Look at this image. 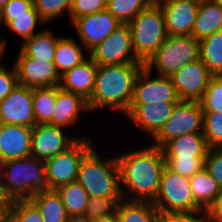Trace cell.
<instances>
[{"instance_id": "obj_23", "label": "cell", "mask_w": 222, "mask_h": 222, "mask_svg": "<svg viewBox=\"0 0 222 222\" xmlns=\"http://www.w3.org/2000/svg\"><path fill=\"white\" fill-rule=\"evenodd\" d=\"M222 30V7L213 0L199 3L192 36L201 40Z\"/></svg>"}, {"instance_id": "obj_34", "label": "cell", "mask_w": 222, "mask_h": 222, "mask_svg": "<svg viewBox=\"0 0 222 222\" xmlns=\"http://www.w3.org/2000/svg\"><path fill=\"white\" fill-rule=\"evenodd\" d=\"M8 222H44L38 207L30 200L9 203Z\"/></svg>"}, {"instance_id": "obj_14", "label": "cell", "mask_w": 222, "mask_h": 222, "mask_svg": "<svg viewBox=\"0 0 222 222\" xmlns=\"http://www.w3.org/2000/svg\"><path fill=\"white\" fill-rule=\"evenodd\" d=\"M65 128L50 124H36L32 132L31 156L47 160L71 147L79 138L64 133Z\"/></svg>"}, {"instance_id": "obj_27", "label": "cell", "mask_w": 222, "mask_h": 222, "mask_svg": "<svg viewBox=\"0 0 222 222\" xmlns=\"http://www.w3.org/2000/svg\"><path fill=\"white\" fill-rule=\"evenodd\" d=\"M39 209L44 222H67L68 214L56 190L36 193L30 199Z\"/></svg>"}, {"instance_id": "obj_19", "label": "cell", "mask_w": 222, "mask_h": 222, "mask_svg": "<svg viewBox=\"0 0 222 222\" xmlns=\"http://www.w3.org/2000/svg\"><path fill=\"white\" fill-rule=\"evenodd\" d=\"M33 128L0 123V157L4 161L31 156Z\"/></svg>"}, {"instance_id": "obj_45", "label": "cell", "mask_w": 222, "mask_h": 222, "mask_svg": "<svg viewBox=\"0 0 222 222\" xmlns=\"http://www.w3.org/2000/svg\"><path fill=\"white\" fill-rule=\"evenodd\" d=\"M205 212L208 222H222V190Z\"/></svg>"}, {"instance_id": "obj_8", "label": "cell", "mask_w": 222, "mask_h": 222, "mask_svg": "<svg viewBox=\"0 0 222 222\" xmlns=\"http://www.w3.org/2000/svg\"><path fill=\"white\" fill-rule=\"evenodd\" d=\"M94 147L91 138H79L71 147L44 161L46 179L50 190L77 181L80 163Z\"/></svg>"}, {"instance_id": "obj_38", "label": "cell", "mask_w": 222, "mask_h": 222, "mask_svg": "<svg viewBox=\"0 0 222 222\" xmlns=\"http://www.w3.org/2000/svg\"><path fill=\"white\" fill-rule=\"evenodd\" d=\"M199 102L203 112H220L222 114V76L211 78L204 96Z\"/></svg>"}, {"instance_id": "obj_41", "label": "cell", "mask_w": 222, "mask_h": 222, "mask_svg": "<svg viewBox=\"0 0 222 222\" xmlns=\"http://www.w3.org/2000/svg\"><path fill=\"white\" fill-rule=\"evenodd\" d=\"M105 9L106 2L104 0H72L69 18L72 22L74 19Z\"/></svg>"}, {"instance_id": "obj_29", "label": "cell", "mask_w": 222, "mask_h": 222, "mask_svg": "<svg viewBox=\"0 0 222 222\" xmlns=\"http://www.w3.org/2000/svg\"><path fill=\"white\" fill-rule=\"evenodd\" d=\"M56 191L61 196L69 217L85 216L90 196L78 181L63 185Z\"/></svg>"}, {"instance_id": "obj_35", "label": "cell", "mask_w": 222, "mask_h": 222, "mask_svg": "<svg viewBox=\"0 0 222 222\" xmlns=\"http://www.w3.org/2000/svg\"><path fill=\"white\" fill-rule=\"evenodd\" d=\"M203 135L208 147L222 148V114L203 112Z\"/></svg>"}, {"instance_id": "obj_15", "label": "cell", "mask_w": 222, "mask_h": 222, "mask_svg": "<svg viewBox=\"0 0 222 222\" xmlns=\"http://www.w3.org/2000/svg\"><path fill=\"white\" fill-rule=\"evenodd\" d=\"M18 84L30 88L54 87L60 84L53 62H46L28 57L21 49L14 63Z\"/></svg>"}, {"instance_id": "obj_28", "label": "cell", "mask_w": 222, "mask_h": 222, "mask_svg": "<svg viewBox=\"0 0 222 222\" xmlns=\"http://www.w3.org/2000/svg\"><path fill=\"white\" fill-rule=\"evenodd\" d=\"M119 222H156L158 210L149 201L122 199L117 207Z\"/></svg>"}, {"instance_id": "obj_25", "label": "cell", "mask_w": 222, "mask_h": 222, "mask_svg": "<svg viewBox=\"0 0 222 222\" xmlns=\"http://www.w3.org/2000/svg\"><path fill=\"white\" fill-rule=\"evenodd\" d=\"M83 48L85 49L72 37L61 36L58 39L53 63L60 76L86 59Z\"/></svg>"}, {"instance_id": "obj_49", "label": "cell", "mask_w": 222, "mask_h": 222, "mask_svg": "<svg viewBox=\"0 0 222 222\" xmlns=\"http://www.w3.org/2000/svg\"><path fill=\"white\" fill-rule=\"evenodd\" d=\"M6 38H2L1 39V36H0V60L3 59L4 55H5V52H6Z\"/></svg>"}, {"instance_id": "obj_30", "label": "cell", "mask_w": 222, "mask_h": 222, "mask_svg": "<svg viewBox=\"0 0 222 222\" xmlns=\"http://www.w3.org/2000/svg\"><path fill=\"white\" fill-rule=\"evenodd\" d=\"M200 42V59L213 76H222V30Z\"/></svg>"}, {"instance_id": "obj_20", "label": "cell", "mask_w": 222, "mask_h": 222, "mask_svg": "<svg viewBox=\"0 0 222 222\" xmlns=\"http://www.w3.org/2000/svg\"><path fill=\"white\" fill-rule=\"evenodd\" d=\"M97 68L98 65L88 57L60 76L59 87L65 91L78 94L88 101L95 87Z\"/></svg>"}, {"instance_id": "obj_6", "label": "cell", "mask_w": 222, "mask_h": 222, "mask_svg": "<svg viewBox=\"0 0 222 222\" xmlns=\"http://www.w3.org/2000/svg\"><path fill=\"white\" fill-rule=\"evenodd\" d=\"M200 59V42L192 35H168L157 51L144 63L150 72L171 77L185 65Z\"/></svg>"}, {"instance_id": "obj_26", "label": "cell", "mask_w": 222, "mask_h": 222, "mask_svg": "<svg viewBox=\"0 0 222 222\" xmlns=\"http://www.w3.org/2000/svg\"><path fill=\"white\" fill-rule=\"evenodd\" d=\"M191 192L195 202L204 210L213 203L221 193L217 181L203 168L189 178Z\"/></svg>"}, {"instance_id": "obj_4", "label": "cell", "mask_w": 222, "mask_h": 222, "mask_svg": "<svg viewBox=\"0 0 222 222\" xmlns=\"http://www.w3.org/2000/svg\"><path fill=\"white\" fill-rule=\"evenodd\" d=\"M95 149L93 147L81 161L77 181L90 197H122L117 158L100 157Z\"/></svg>"}, {"instance_id": "obj_48", "label": "cell", "mask_w": 222, "mask_h": 222, "mask_svg": "<svg viewBox=\"0 0 222 222\" xmlns=\"http://www.w3.org/2000/svg\"><path fill=\"white\" fill-rule=\"evenodd\" d=\"M67 222H93V219L87 218L85 216L69 217Z\"/></svg>"}, {"instance_id": "obj_10", "label": "cell", "mask_w": 222, "mask_h": 222, "mask_svg": "<svg viewBox=\"0 0 222 222\" xmlns=\"http://www.w3.org/2000/svg\"><path fill=\"white\" fill-rule=\"evenodd\" d=\"M88 54L98 66L143 63L134 52L129 24H121Z\"/></svg>"}, {"instance_id": "obj_1", "label": "cell", "mask_w": 222, "mask_h": 222, "mask_svg": "<svg viewBox=\"0 0 222 222\" xmlns=\"http://www.w3.org/2000/svg\"><path fill=\"white\" fill-rule=\"evenodd\" d=\"M123 199L153 202L165 167L162 149L153 145L116 156Z\"/></svg>"}, {"instance_id": "obj_33", "label": "cell", "mask_w": 222, "mask_h": 222, "mask_svg": "<svg viewBox=\"0 0 222 222\" xmlns=\"http://www.w3.org/2000/svg\"><path fill=\"white\" fill-rule=\"evenodd\" d=\"M71 5L72 0H33V7L47 24L59 17L69 16Z\"/></svg>"}, {"instance_id": "obj_13", "label": "cell", "mask_w": 222, "mask_h": 222, "mask_svg": "<svg viewBox=\"0 0 222 222\" xmlns=\"http://www.w3.org/2000/svg\"><path fill=\"white\" fill-rule=\"evenodd\" d=\"M0 123L28 126L36 125L33 109V88L18 84L0 101Z\"/></svg>"}, {"instance_id": "obj_2", "label": "cell", "mask_w": 222, "mask_h": 222, "mask_svg": "<svg viewBox=\"0 0 222 222\" xmlns=\"http://www.w3.org/2000/svg\"><path fill=\"white\" fill-rule=\"evenodd\" d=\"M143 67L144 63L98 66L95 87L87 101L90 113L108 107L126 115L132 102L136 78Z\"/></svg>"}, {"instance_id": "obj_12", "label": "cell", "mask_w": 222, "mask_h": 222, "mask_svg": "<svg viewBox=\"0 0 222 222\" xmlns=\"http://www.w3.org/2000/svg\"><path fill=\"white\" fill-rule=\"evenodd\" d=\"M213 75L201 59L189 63L170 78L180 100L200 101Z\"/></svg>"}, {"instance_id": "obj_50", "label": "cell", "mask_w": 222, "mask_h": 222, "mask_svg": "<svg viewBox=\"0 0 222 222\" xmlns=\"http://www.w3.org/2000/svg\"><path fill=\"white\" fill-rule=\"evenodd\" d=\"M5 163H6V161H4V160L0 157V187H1V185H2L3 178H4Z\"/></svg>"}, {"instance_id": "obj_51", "label": "cell", "mask_w": 222, "mask_h": 222, "mask_svg": "<svg viewBox=\"0 0 222 222\" xmlns=\"http://www.w3.org/2000/svg\"><path fill=\"white\" fill-rule=\"evenodd\" d=\"M8 0H0V10Z\"/></svg>"}, {"instance_id": "obj_21", "label": "cell", "mask_w": 222, "mask_h": 222, "mask_svg": "<svg viewBox=\"0 0 222 222\" xmlns=\"http://www.w3.org/2000/svg\"><path fill=\"white\" fill-rule=\"evenodd\" d=\"M83 112V113H82ZM89 113L87 101L80 95L68 92L57 86V98L55 110L50 125L67 128L76 125L80 120V115Z\"/></svg>"}, {"instance_id": "obj_22", "label": "cell", "mask_w": 222, "mask_h": 222, "mask_svg": "<svg viewBox=\"0 0 222 222\" xmlns=\"http://www.w3.org/2000/svg\"><path fill=\"white\" fill-rule=\"evenodd\" d=\"M161 149L164 159H205L210 148L203 133H192L167 141Z\"/></svg>"}, {"instance_id": "obj_52", "label": "cell", "mask_w": 222, "mask_h": 222, "mask_svg": "<svg viewBox=\"0 0 222 222\" xmlns=\"http://www.w3.org/2000/svg\"><path fill=\"white\" fill-rule=\"evenodd\" d=\"M213 1L222 7V0H213Z\"/></svg>"}, {"instance_id": "obj_7", "label": "cell", "mask_w": 222, "mask_h": 222, "mask_svg": "<svg viewBox=\"0 0 222 222\" xmlns=\"http://www.w3.org/2000/svg\"><path fill=\"white\" fill-rule=\"evenodd\" d=\"M158 211L196 212L204 211L194 200L189 178L164 167L158 194L152 202Z\"/></svg>"}, {"instance_id": "obj_44", "label": "cell", "mask_w": 222, "mask_h": 222, "mask_svg": "<svg viewBox=\"0 0 222 222\" xmlns=\"http://www.w3.org/2000/svg\"><path fill=\"white\" fill-rule=\"evenodd\" d=\"M6 64L0 65V101L3 100L18 85L15 66L7 69Z\"/></svg>"}, {"instance_id": "obj_43", "label": "cell", "mask_w": 222, "mask_h": 222, "mask_svg": "<svg viewBox=\"0 0 222 222\" xmlns=\"http://www.w3.org/2000/svg\"><path fill=\"white\" fill-rule=\"evenodd\" d=\"M204 168L217 181L222 190V148L208 150Z\"/></svg>"}, {"instance_id": "obj_42", "label": "cell", "mask_w": 222, "mask_h": 222, "mask_svg": "<svg viewBox=\"0 0 222 222\" xmlns=\"http://www.w3.org/2000/svg\"><path fill=\"white\" fill-rule=\"evenodd\" d=\"M156 222H208L205 211L163 212L158 211Z\"/></svg>"}, {"instance_id": "obj_18", "label": "cell", "mask_w": 222, "mask_h": 222, "mask_svg": "<svg viewBox=\"0 0 222 222\" xmlns=\"http://www.w3.org/2000/svg\"><path fill=\"white\" fill-rule=\"evenodd\" d=\"M176 103L161 102L149 104H130L125 116L151 138H154L164 123L172 116Z\"/></svg>"}, {"instance_id": "obj_11", "label": "cell", "mask_w": 222, "mask_h": 222, "mask_svg": "<svg viewBox=\"0 0 222 222\" xmlns=\"http://www.w3.org/2000/svg\"><path fill=\"white\" fill-rule=\"evenodd\" d=\"M151 75L152 72L146 67L142 68L135 81L131 104L178 103L180 101L170 77L154 76L152 78Z\"/></svg>"}, {"instance_id": "obj_31", "label": "cell", "mask_w": 222, "mask_h": 222, "mask_svg": "<svg viewBox=\"0 0 222 222\" xmlns=\"http://www.w3.org/2000/svg\"><path fill=\"white\" fill-rule=\"evenodd\" d=\"M57 86L33 88V109L36 124H47L54 113Z\"/></svg>"}, {"instance_id": "obj_37", "label": "cell", "mask_w": 222, "mask_h": 222, "mask_svg": "<svg viewBox=\"0 0 222 222\" xmlns=\"http://www.w3.org/2000/svg\"><path fill=\"white\" fill-rule=\"evenodd\" d=\"M122 199L123 197H90L85 217L96 219L115 214Z\"/></svg>"}, {"instance_id": "obj_46", "label": "cell", "mask_w": 222, "mask_h": 222, "mask_svg": "<svg viewBox=\"0 0 222 222\" xmlns=\"http://www.w3.org/2000/svg\"><path fill=\"white\" fill-rule=\"evenodd\" d=\"M9 202H0V222H8Z\"/></svg>"}, {"instance_id": "obj_3", "label": "cell", "mask_w": 222, "mask_h": 222, "mask_svg": "<svg viewBox=\"0 0 222 222\" xmlns=\"http://www.w3.org/2000/svg\"><path fill=\"white\" fill-rule=\"evenodd\" d=\"M48 190L44 160L28 156L6 161L0 187L2 202L31 199L36 193Z\"/></svg>"}, {"instance_id": "obj_47", "label": "cell", "mask_w": 222, "mask_h": 222, "mask_svg": "<svg viewBox=\"0 0 222 222\" xmlns=\"http://www.w3.org/2000/svg\"><path fill=\"white\" fill-rule=\"evenodd\" d=\"M93 222H119V219L115 213L107 217L93 219Z\"/></svg>"}, {"instance_id": "obj_24", "label": "cell", "mask_w": 222, "mask_h": 222, "mask_svg": "<svg viewBox=\"0 0 222 222\" xmlns=\"http://www.w3.org/2000/svg\"><path fill=\"white\" fill-rule=\"evenodd\" d=\"M50 29H43L31 38L21 43V50L30 58L48 62H54L55 50L58 39Z\"/></svg>"}, {"instance_id": "obj_5", "label": "cell", "mask_w": 222, "mask_h": 222, "mask_svg": "<svg viewBox=\"0 0 222 222\" xmlns=\"http://www.w3.org/2000/svg\"><path fill=\"white\" fill-rule=\"evenodd\" d=\"M136 56L145 63L168 36L164 13L155 0L139 12L129 23Z\"/></svg>"}, {"instance_id": "obj_40", "label": "cell", "mask_w": 222, "mask_h": 222, "mask_svg": "<svg viewBox=\"0 0 222 222\" xmlns=\"http://www.w3.org/2000/svg\"><path fill=\"white\" fill-rule=\"evenodd\" d=\"M165 166L181 176L190 178L205 166V159H165Z\"/></svg>"}, {"instance_id": "obj_36", "label": "cell", "mask_w": 222, "mask_h": 222, "mask_svg": "<svg viewBox=\"0 0 222 222\" xmlns=\"http://www.w3.org/2000/svg\"><path fill=\"white\" fill-rule=\"evenodd\" d=\"M38 24L45 26L47 23L40 15H20L12 16V20L5 27L19 35L23 40L22 42H24L37 33L35 30Z\"/></svg>"}, {"instance_id": "obj_32", "label": "cell", "mask_w": 222, "mask_h": 222, "mask_svg": "<svg viewBox=\"0 0 222 222\" xmlns=\"http://www.w3.org/2000/svg\"><path fill=\"white\" fill-rule=\"evenodd\" d=\"M151 2L153 0H109L106 3V10L122 24H129Z\"/></svg>"}, {"instance_id": "obj_9", "label": "cell", "mask_w": 222, "mask_h": 222, "mask_svg": "<svg viewBox=\"0 0 222 222\" xmlns=\"http://www.w3.org/2000/svg\"><path fill=\"white\" fill-rule=\"evenodd\" d=\"M192 133H203V111L199 101L180 100L151 145L161 148L167 141Z\"/></svg>"}, {"instance_id": "obj_17", "label": "cell", "mask_w": 222, "mask_h": 222, "mask_svg": "<svg viewBox=\"0 0 222 222\" xmlns=\"http://www.w3.org/2000/svg\"><path fill=\"white\" fill-rule=\"evenodd\" d=\"M164 13L168 35H192L199 3L196 0H157Z\"/></svg>"}, {"instance_id": "obj_16", "label": "cell", "mask_w": 222, "mask_h": 222, "mask_svg": "<svg viewBox=\"0 0 222 222\" xmlns=\"http://www.w3.org/2000/svg\"><path fill=\"white\" fill-rule=\"evenodd\" d=\"M79 41L89 52L122 23L106 9L72 21Z\"/></svg>"}, {"instance_id": "obj_39", "label": "cell", "mask_w": 222, "mask_h": 222, "mask_svg": "<svg viewBox=\"0 0 222 222\" xmlns=\"http://www.w3.org/2000/svg\"><path fill=\"white\" fill-rule=\"evenodd\" d=\"M20 15H39L33 7V0H8L0 10L2 28L12 20V16Z\"/></svg>"}]
</instances>
